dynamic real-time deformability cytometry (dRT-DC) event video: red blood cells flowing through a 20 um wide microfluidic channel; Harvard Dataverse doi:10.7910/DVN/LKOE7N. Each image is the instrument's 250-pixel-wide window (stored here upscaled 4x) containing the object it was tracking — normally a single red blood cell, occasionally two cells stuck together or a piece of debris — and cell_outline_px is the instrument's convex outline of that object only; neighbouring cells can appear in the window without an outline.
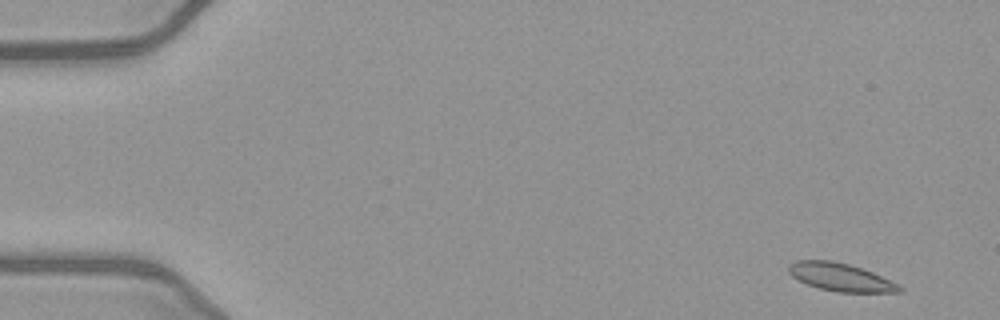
{"species": "common noctule bat (a hibernating species)", "species_latin": "Nyctalus noctula", "temperature_condition": "warm", "stored_images_in_passage": 50, "camera_frame_rate_fps": 3000, "um_per_image_px": 0.085, "animal": {"sex": "female", "body_mass_g": 21.9}, "frame": {"image": 1, "passage_image": 2, "time_ms": 0.333, "image_size_px": [1000, 320], "cell_outline_px": [[904, 292], [836, 292], [820, 288], [808, 284], [792, 276], [788, 272], [788, 264], [796, 260], [832, 260], [848, 264], [872, 272], [904, 288]], "centroid_in_image_um": [71.42, 23.55], "position_along_channel_um": 13.6, "area_um2": 17.8}}
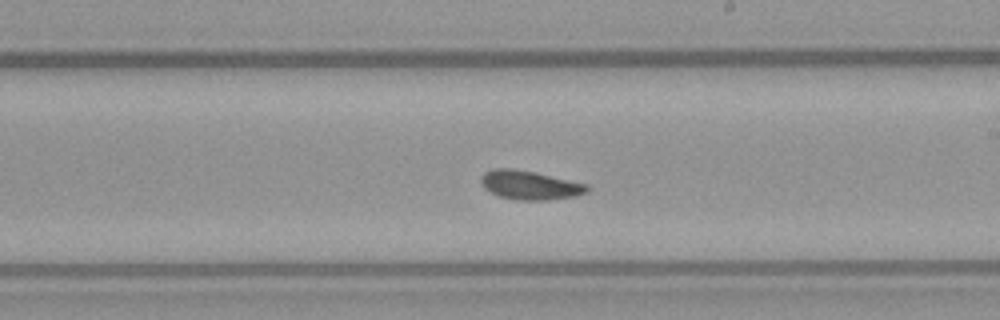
{"frame": {"image": 2, "passage_image": 29, "time_ms": 9.333, "image_size_px": [1000, 320], "cell_outline_px": [[588, 192], [576, 196], [548, 200], [520, 200], [500, 196], [484, 188], [480, 180], [480, 176], [484, 172], [492, 168], [512, 168], [536, 172], [588, 184]], "centroid_in_image_um": [45.04, 15.72], "position_along_channel_um": 244.0, "area_um2": 17.98}}
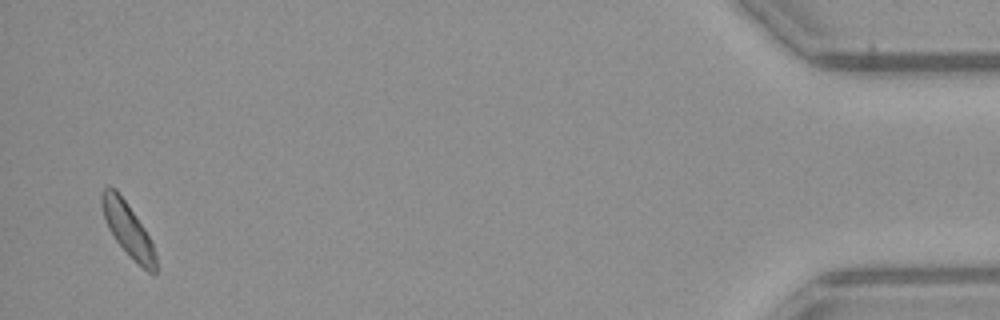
{"frame": {"image": 3, "passage_image": 49, "time_ms": 16.0, "image_size_px": [1000, 320], "cell_outline_px": [[156, 272], [148, 272], [116, 240], [108, 228], [100, 204], [100, 192], [108, 184], [116, 188], [144, 228], [152, 244], [156, 256]], "centroid_in_image_um": [10.82, 19.39], "position_along_channel_um": 424.4, "area_um2": 16.36}, "authors_computed_cell_mechanics": {"area_um2": 17.6579, "velocity_mm_per_s": 4.01, "shape_relaxation_time_tau1_ms": null, "shape_relaxation_time_tau2_ms": 2.5737, "deformation_change_tau1": null, "deformation_change_tau2": 0.0402}}